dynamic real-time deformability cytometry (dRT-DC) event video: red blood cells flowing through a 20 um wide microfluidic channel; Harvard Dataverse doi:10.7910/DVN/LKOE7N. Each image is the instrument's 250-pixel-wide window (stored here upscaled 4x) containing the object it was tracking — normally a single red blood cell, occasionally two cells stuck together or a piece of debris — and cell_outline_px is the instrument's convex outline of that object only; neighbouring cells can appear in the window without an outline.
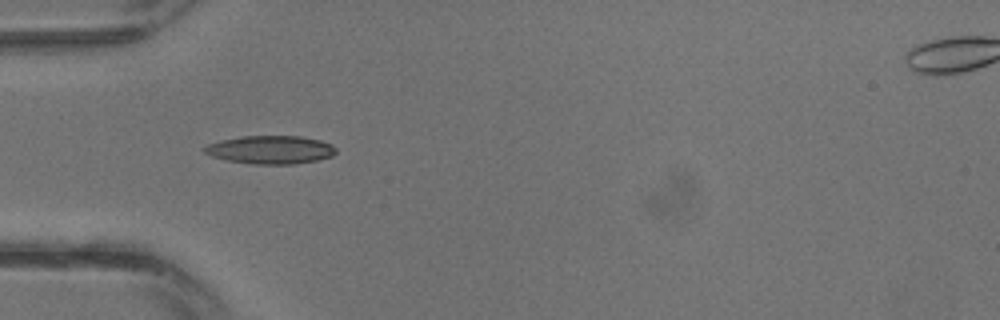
{"species": "common noctule bat (a hibernating species)", "species_latin": "Nyctalus noctula", "temperature_condition": "warm", "stored_images_in_passage": 31, "camera_frame_rate_fps": 3000, "um_per_image_px": 0.085, "animal": {"sex": "male", "body_mass_g": 13.3}, "frame": {"image": 1, "passage_image": 10, "time_ms": 3.0, "image_size_px": [1000, 320], "cell_outline_px": [[336, 152], [332, 156], [316, 160], [296, 164], [252, 164], [228, 160], [212, 156], [204, 152], [200, 148], [208, 144], [220, 140], [240, 136], [300, 136], [320, 140], [332, 144], [336, 148]], "centroid_in_image_um": [22.98, 12.72], "position_along_channel_um": 62.0, "area_um2": 21.73}}
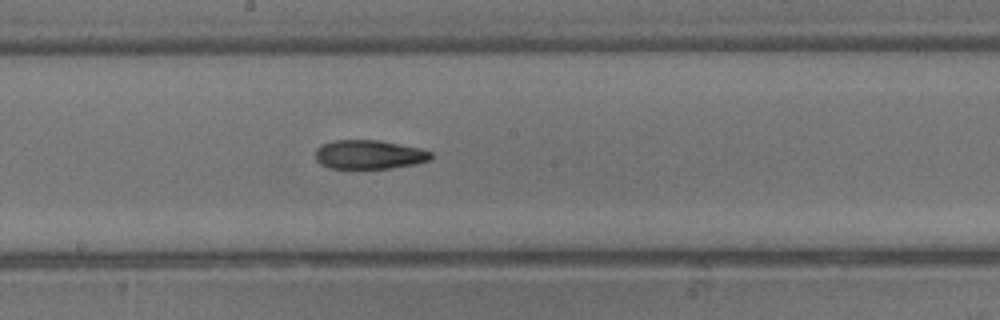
{"frame": {"image": 2, "passage_image": 17, "time_ms": 5.333, "image_size_px": [1000, 320], "cell_outline_px": [[432, 160], [416, 164], [392, 168], [328, 168], [320, 164], [316, 160], [316, 148], [320, 144], [332, 140], [380, 140], [420, 148], [432, 152]], "centroid_in_image_um": [31.38, 13.13], "position_along_channel_um": 216.8, "area_um2": 19.77}}
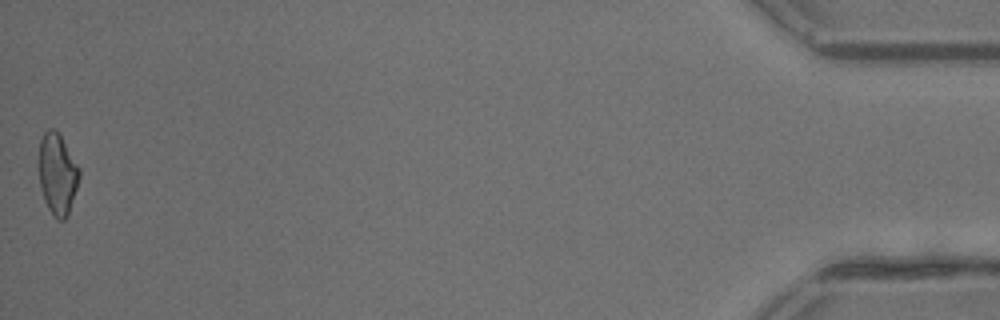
{"frame": {"image": 3, "passage_image": 31, "time_ms": 10.0, "image_size_px": [1000, 320], "cell_outline_px": [[80, 176], [68, 216], [64, 220], [56, 220], [52, 216], [44, 200], [40, 184], [36, 164], [40, 140], [44, 132], [48, 128], [56, 128], [80, 168]], "centroid_in_image_um": [4.85, 14.77], "position_along_channel_um": 430.4, "area_um2": 19.77}}